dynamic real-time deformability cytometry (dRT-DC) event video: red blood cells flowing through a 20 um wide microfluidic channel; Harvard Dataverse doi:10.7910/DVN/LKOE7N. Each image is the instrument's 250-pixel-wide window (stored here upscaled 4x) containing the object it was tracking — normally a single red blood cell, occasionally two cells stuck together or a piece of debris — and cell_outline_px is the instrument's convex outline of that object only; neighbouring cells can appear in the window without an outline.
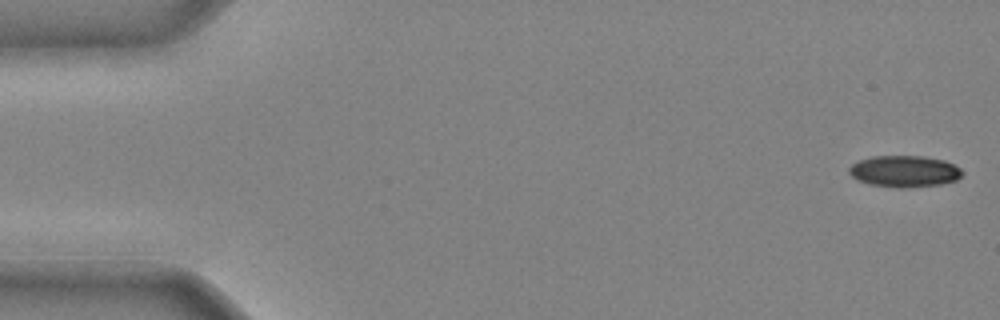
{"species": "common noctule bat (a hibernating species)", "species_latin": "Nyctalus noctula", "temperature_condition": "cold", "stored_images_in_passage": 42, "camera_frame_rate_fps": 3000, "um_per_image_px": 0.085, "animal": {"sex": "male", "body_mass_g": 20.4}, "frame": {"image": 1, "passage_image": 1, "time_ms": 0.0, "image_size_px": [1000, 320], "cell_outline_px": [[964, 172], [956, 180], [940, 184], [908, 188], [896, 188], [868, 184], [856, 180], [848, 172], [848, 168], [852, 164], [860, 160], [872, 156], [924, 156], [944, 160], [960, 168]], "centroid_in_image_um": [76.85, 14.57], "position_along_channel_um": 8.2, "area_um2": 20.92}}
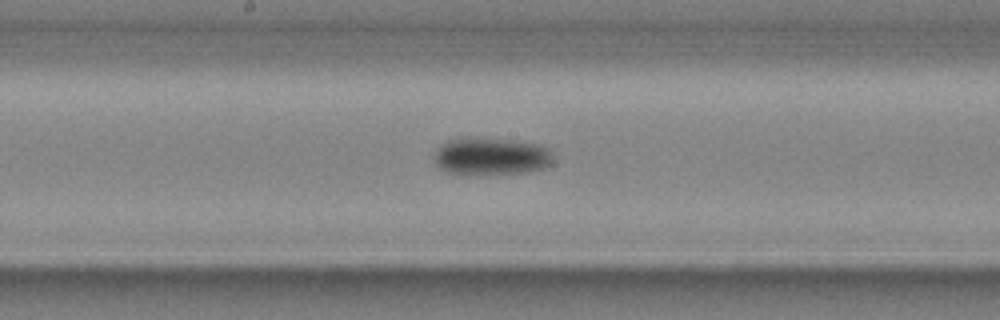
{"frame": {"image": 2, "passage_image": 23, "time_ms": 7.333, "image_size_px": [1000, 320], "cell_outline_px": [[552, 164], [544, 168], [532, 172], [468, 176], [464, 176], [448, 172], [440, 168], [436, 164], [436, 148], [440, 144], [448, 140], [464, 136], [472, 136], [516, 140], [540, 144], [548, 148], [552, 152]], "centroid_in_image_um": [41.75, 13.29], "position_along_channel_um": 206.5, "area_um2": 27.11}}
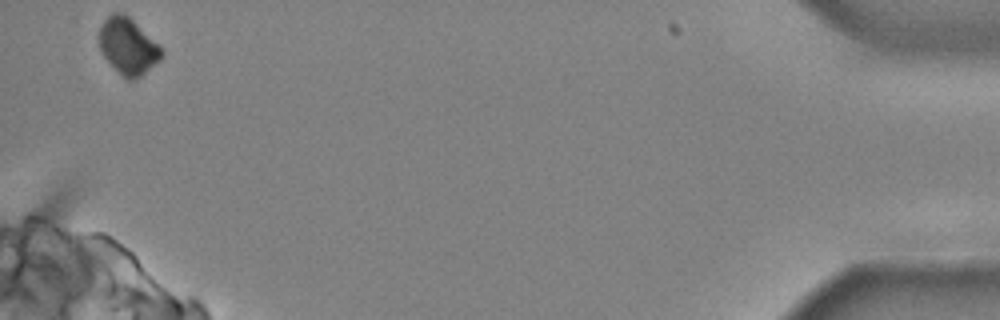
{"frame": {"image": 3, "passage_image": 42, "time_ms": 13.667, "image_size_px": [1000, 320], "cell_outline_px": [[164, 56], [160, 60], [140, 76], [132, 80], [128, 80], [104, 56], [100, 48], [100, 28], [104, 20], [112, 12], [120, 12], [128, 16], [160, 44], [164, 52]], "centroid_in_image_um": [10.92, 3.9], "position_along_channel_um": 424.3, "area_um2": 20.17}}